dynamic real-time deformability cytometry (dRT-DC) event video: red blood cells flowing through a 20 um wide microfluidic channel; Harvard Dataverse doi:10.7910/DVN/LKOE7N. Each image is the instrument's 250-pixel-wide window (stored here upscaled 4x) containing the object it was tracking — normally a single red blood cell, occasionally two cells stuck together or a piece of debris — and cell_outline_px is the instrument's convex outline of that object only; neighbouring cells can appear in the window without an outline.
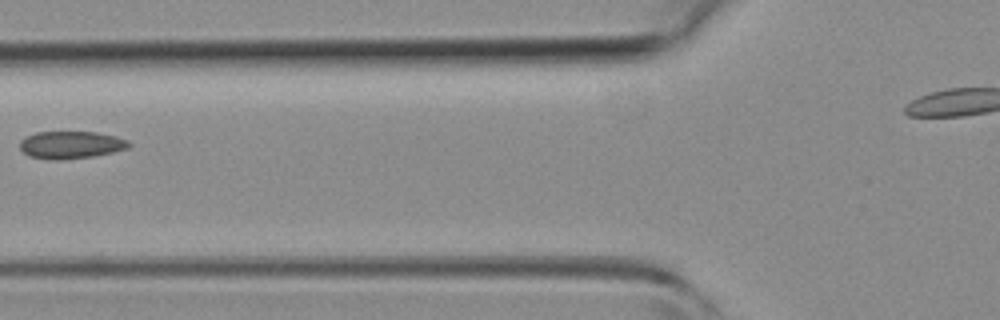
{"species": "common noctule bat (a hibernating species)", "species_latin": "Nyctalus noctula", "temperature_condition": "room temperature", "stored_images_in_passage": 5, "camera_frame_rate_fps": 3000, "um_per_image_px": 0.085, "animal": {"sex": "female", "body_mass_g": 19.3, "forearm_length_mm": 54.1}, "frame": {"image": 1, "passage_image": 5, "time_ms": 4.333, "image_size_px": [1000, 320], "cell_outline_px": [[132, 144], [128, 148], [112, 152], [92, 156], [60, 160], [52, 160], [28, 156], [20, 148], [20, 140], [36, 132], [96, 132], [116, 136], [128, 140]], "centroid_in_image_um": [6.03, 12.31], "position_along_channel_um": 119.8, "area_um2": 17.4}}